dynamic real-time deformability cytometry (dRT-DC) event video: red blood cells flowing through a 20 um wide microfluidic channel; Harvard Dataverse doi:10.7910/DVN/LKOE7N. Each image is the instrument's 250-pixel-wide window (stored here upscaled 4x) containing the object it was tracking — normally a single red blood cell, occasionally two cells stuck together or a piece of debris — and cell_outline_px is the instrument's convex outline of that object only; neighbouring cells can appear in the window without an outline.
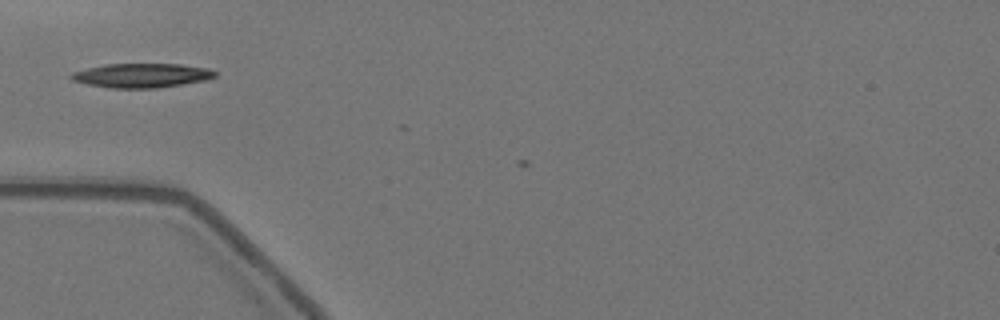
{"species": "Egyptian fruit bat (a non-hibernating species)", "species_latin": "Rousettus aegyptiacus", "temperature_condition": "warm", "stored_images_in_passage": 3, "camera_frame_rate_fps": 3000, "um_per_image_px": 0.085, "animal": {"sex": "female"}, "frame": {"image": 1, "passage_image": 2, "time_ms": 0.333, "image_size_px": [1000, 320], "cell_outline_px": [[216, 76], [204, 80], [156, 88], [112, 88], [88, 84], [72, 80], [68, 76], [72, 72], [104, 64], [180, 64], [208, 68], [216, 72]], "centroid_in_image_um": [12.01, 6.41], "position_along_channel_um": 73.0, "area_um2": 20.11}}